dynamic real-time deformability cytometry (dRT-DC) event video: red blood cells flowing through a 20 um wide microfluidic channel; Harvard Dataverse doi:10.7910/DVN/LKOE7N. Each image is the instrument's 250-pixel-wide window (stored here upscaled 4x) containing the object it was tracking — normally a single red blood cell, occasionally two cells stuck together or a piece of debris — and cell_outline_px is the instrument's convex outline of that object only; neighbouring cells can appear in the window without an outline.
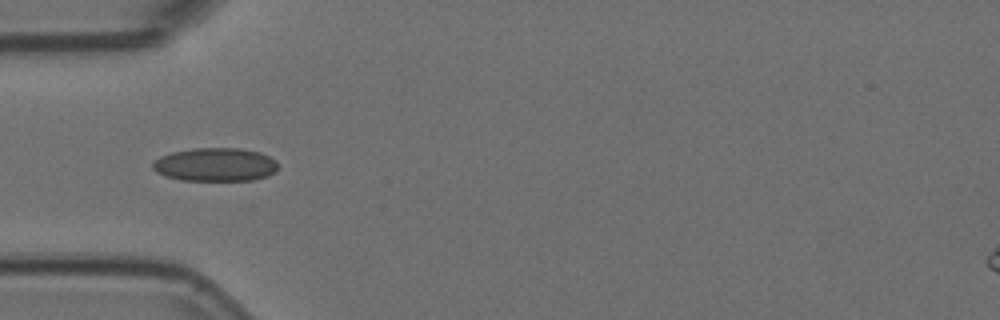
{"species": "Egyptian fruit bat (a non-hibernating species)", "species_latin": "Rousettus aegyptiacus", "temperature_condition": "room temperature", "stored_images_in_passage": 38, "camera_frame_rate_fps": 3000, "um_per_image_px": 0.085, "animal": {"sex": "female"}, "frame": {"image": 1, "passage_image": 1, "time_ms": 0.0, "image_size_px": [1000, 320], "cell_outline_px": [[276, 172], [268, 176], [252, 180], [180, 180], [164, 176], [156, 172], [152, 168], [152, 164], [160, 156], [172, 152], [192, 148], [240, 148], [260, 152], [276, 160]], "centroid_in_image_um": [18.29, 13.99], "position_along_channel_um": 66.7, "area_um2": 24.51}}
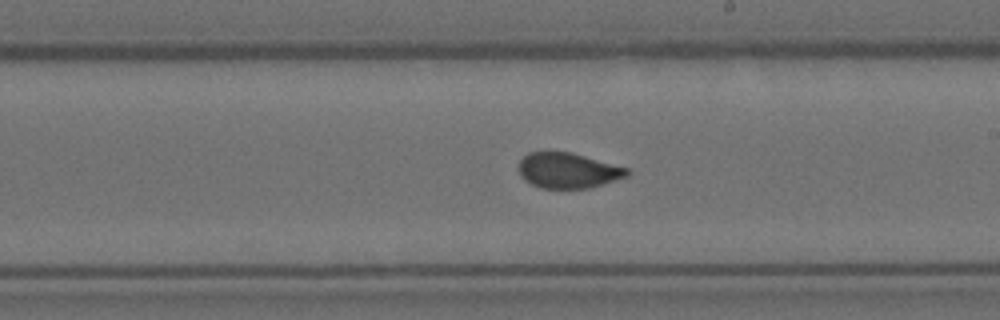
{"frame": {"image": 2, "passage_image": 15, "time_ms": 4.667, "image_size_px": [1000, 320], "cell_outline_px": [[628, 176], [588, 188], [540, 188], [524, 180], [520, 176], [520, 160], [528, 152], [572, 152], [628, 168]], "centroid_in_image_um": [48.26, 14.49], "position_along_channel_um": 240.7, "area_um2": 22.14}}
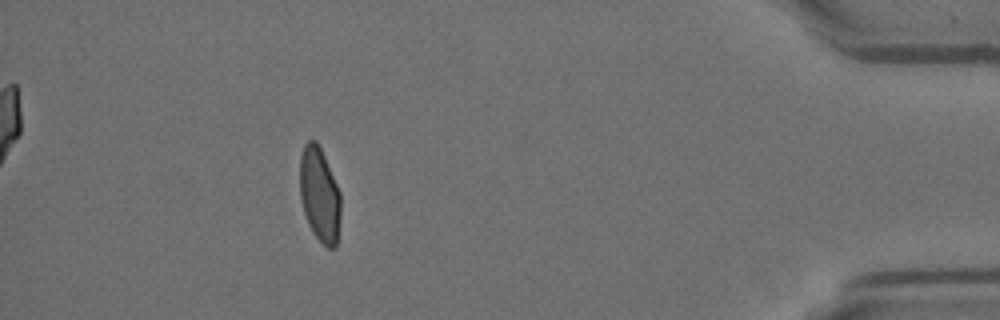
{"frame": {"image": 3, "passage_image": 33, "time_ms": 10.667, "image_size_px": [1000, 320], "cell_outline_px": [[340, 220], [336, 248], [328, 248], [312, 232], [308, 224], [304, 212], [300, 196], [300, 156], [304, 144], [308, 140], [316, 140], [324, 156], [340, 192]], "centroid_in_image_um": [27.16, 16.55], "position_along_channel_um": 408.0, "area_um2": 22.43}, "authors_computed_cell_mechanics": {"area_um2": 23.1778, "velocity_mm_per_s": 3.7179, "shape_relaxation_time_tau1_ms": 8.0389, "shape_relaxation_time_tau2_ms": null, "deformation_change_tau1": 0.1575, "deformation_change_tau2": null}}